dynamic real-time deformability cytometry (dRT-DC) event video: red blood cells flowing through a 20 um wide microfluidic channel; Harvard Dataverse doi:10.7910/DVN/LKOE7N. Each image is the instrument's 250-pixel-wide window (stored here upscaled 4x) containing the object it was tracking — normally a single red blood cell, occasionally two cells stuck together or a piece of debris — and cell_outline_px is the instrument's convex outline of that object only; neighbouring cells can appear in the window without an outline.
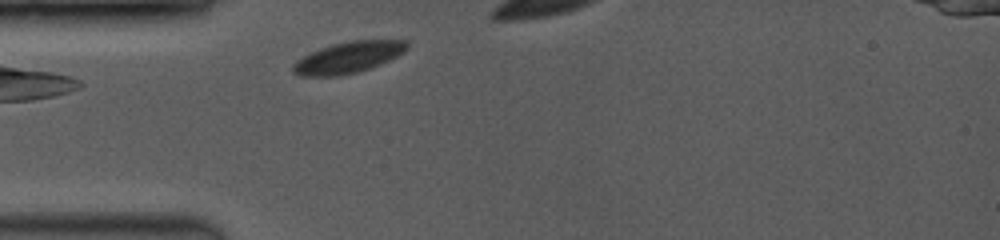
{"species": "common noctule bat (a hibernating species)", "species_latin": "Nyctalus noctula", "temperature_condition": "room temperature", "stored_images_in_passage": 37, "camera_frame_rate_fps": 3500, "um_per_image_px": 0.085, "animal": {"sex": "female", "body_mass_g": 19.0, "forearm_length_mm": 53.3}, "frame": {"image": 1, "passage_image": 2, "time_ms": 0.286, "image_size_px": [1000, 240], "cell_outline_px": [[408, 48], [404, 52], [388, 60], [368, 68], [356, 72], [336, 76], [300, 76], [292, 72], [292, 64], [296, 60], [320, 48], [332, 44], [348, 40], [408, 40]], "centroid_in_image_um": [29.57, 4.87], "position_along_channel_um": 55.4, "area_um2": 20.63}}
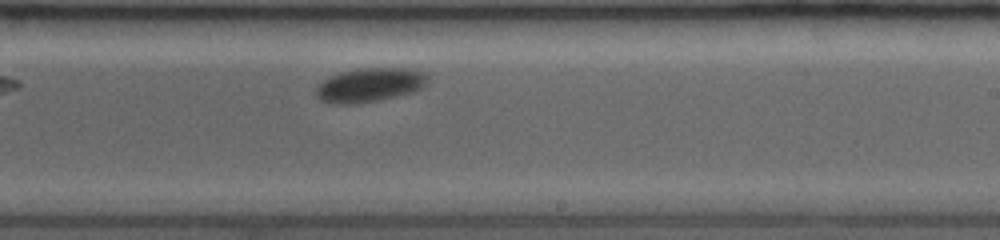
{"frame": {"image": 2, "passage_image": 21, "time_ms": 5.714, "image_size_px": [1000, 240], "cell_outline_px": [[428, 80], [420, 88], [412, 92], [380, 100], [356, 104], [328, 104], [320, 100], [316, 96], [316, 88], [324, 80], [340, 72], [356, 68], [408, 68], [424, 72], [428, 76]], "centroid_in_image_um": [31.4, 7.23], "position_along_channel_um": 257.6, "area_um2": 22.2}}
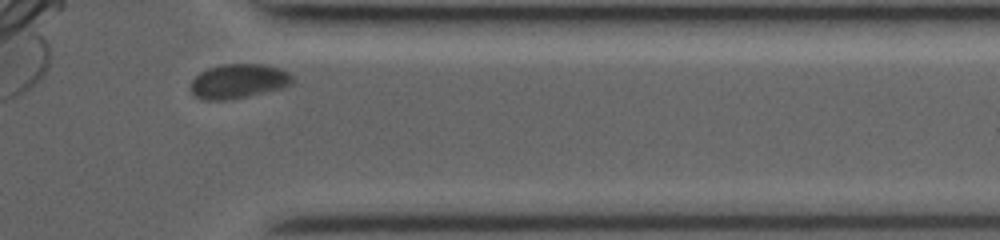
{"frame": {"image": 3, "passage_image": 33, "time_ms": 9.143, "image_size_px": [1000, 240], "cell_outline_px": [[292, 84], [284, 88], [248, 96], [228, 100], [204, 100], [196, 96], [192, 92], [192, 80], [200, 72], [208, 68], [224, 64], [264, 64], [280, 68], [288, 72], [292, 76]], "centroid_in_image_um": [20.3, 6.9], "position_along_channel_um": 391.1, "area_um2": 20.4}}